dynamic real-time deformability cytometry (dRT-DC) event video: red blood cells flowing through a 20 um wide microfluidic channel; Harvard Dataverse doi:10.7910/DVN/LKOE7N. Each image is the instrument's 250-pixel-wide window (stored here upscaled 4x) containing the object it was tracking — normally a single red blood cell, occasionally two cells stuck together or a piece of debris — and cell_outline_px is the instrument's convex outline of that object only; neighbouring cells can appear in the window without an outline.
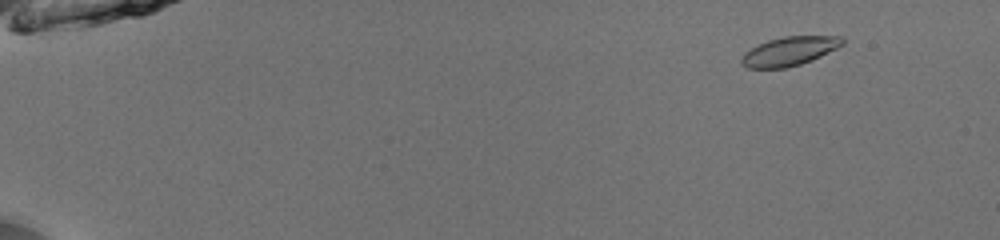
{"species": "common noctule bat (a hibernating species)", "species_latin": "Nyctalus noctula", "temperature_condition": "room temperature", "stored_images_in_passage": 52, "camera_frame_rate_fps": 3000, "um_per_image_px": 0.085, "animal": {"sex": "male", "body_mass_g": 13.0, "forearm_length_mm": 53.1}, "frame": {"image": 1, "passage_image": 5, "time_ms": 1.333, "image_size_px": [1000, 240], "cell_outline_px": [[844, 44], [812, 60], [800, 64], [784, 68], [748, 68], [740, 64], [740, 60], [744, 52], [768, 40], [784, 36], [840, 36], [844, 40]], "centroid_in_image_um": [67.08, 4.35], "position_along_channel_um": 17.9, "area_um2": 16.88}}
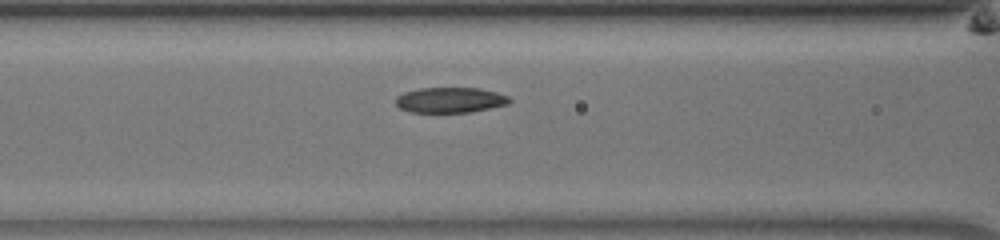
{"frame": {"image": 2, "passage_image": 24, "time_ms": 7.667, "image_size_px": [1000, 240], "cell_outline_px": [[512, 100], [508, 104], [472, 112], [412, 112], [400, 108], [396, 104], [396, 96], [404, 92], [420, 88], [480, 88], [496, 92], [508, 96]], "centroid_in_image_um": [38.28, 8.5], "position_along_channel_um": 128.3, "area_um2": 16.82}}
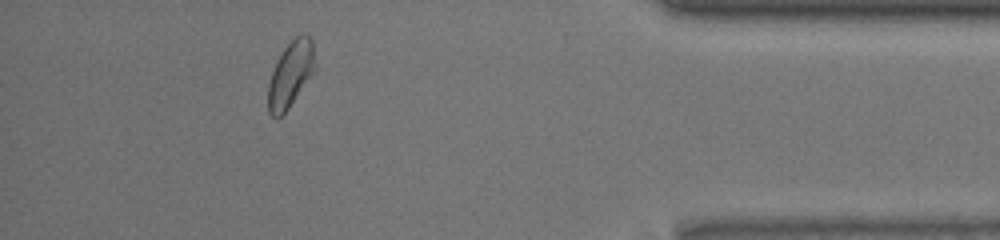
{"frame": {"image": 3, "passage_image": 48, "time_ms": 15.667, "image_size_px": [1000, 240], "cell_outline_px": [[316, 72], [288, 108], [276, 120], [268, 112], [268, 84], [272, 72], [284, 48], [300, 32], [304, 32], [312, 40], [316, 64]], "centroid_in_image_um": [24.74, 6.31], "position_along_channel_um": 410.5, "area_um2": 18.21}, "authors_computed_cell_mechanics": {"area_um2": 17.4556, "velocity_mm_per_s": 3.941, "shape_relaxation_time_tau1_ms": 3.3122, "shape_relaxation_time_tau2_ms": 4.5048, "deformation_change_tau1": 0.1317, "deformation_change_tau2": 0.0589}}